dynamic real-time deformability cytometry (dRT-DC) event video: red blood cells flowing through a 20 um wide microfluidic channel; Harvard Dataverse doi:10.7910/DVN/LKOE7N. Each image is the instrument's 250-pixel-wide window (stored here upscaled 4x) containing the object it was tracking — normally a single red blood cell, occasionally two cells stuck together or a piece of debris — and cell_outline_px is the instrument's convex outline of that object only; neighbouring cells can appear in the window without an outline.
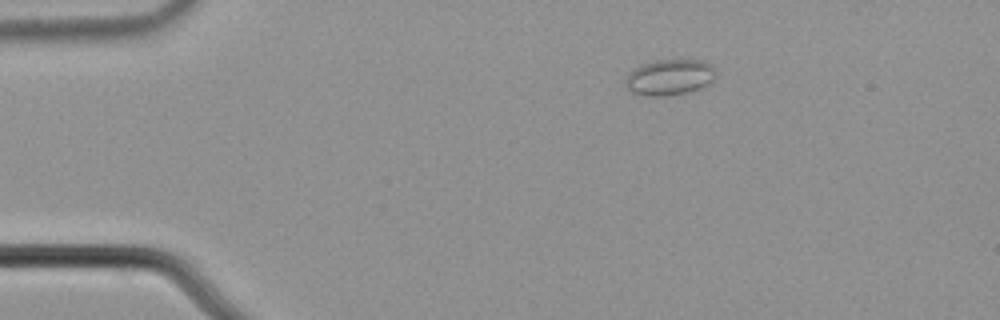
{"species": "common noctule bat (a hibernating species)", "species_latin": "Nyctalus noctula", "temperature_condition": "cold", "stored_images_in_passage": 5, "camera_frame_rate_fps": 3000, "um_per_image_px": 0.085, "animal": {"sex": "male", "body_mass_g": 21.5, "forearm_length_mm": 52.0}, "frame": {"image": 1, "passage_image": 3, "time_ms": 0.667, "image_size_px": [1000, 320], "cell_outline_px": [[716, 76], [712, 80], [700, 88], [688, 92], [664, 96], [644, 96], [632, 92], [624, 84], [624, 80], [628, 72], [632, 68], [640, 64], [652, 60], [704, 60], [712, 64], [716, 68]], "centroid_in_image_um": [56.88, 6.55], "position_along_channel_um": 28.1, "area_um2": 19.31}}